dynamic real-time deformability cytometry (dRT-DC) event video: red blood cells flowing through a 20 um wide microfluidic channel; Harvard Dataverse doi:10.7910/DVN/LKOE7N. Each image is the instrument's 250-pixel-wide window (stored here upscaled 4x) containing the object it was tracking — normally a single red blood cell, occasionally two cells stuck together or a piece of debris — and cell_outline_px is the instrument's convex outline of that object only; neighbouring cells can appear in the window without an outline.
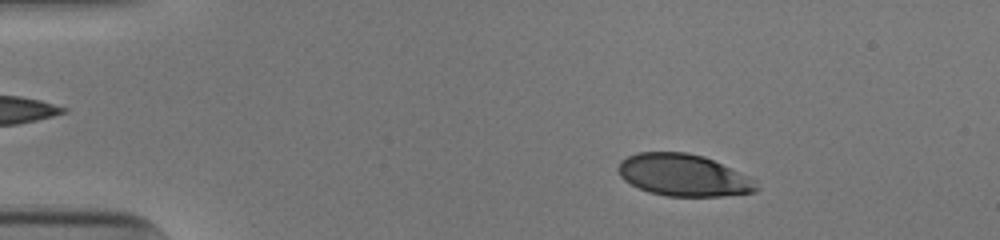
{"species": "human", "species_latin": "Homo sapiens", "temperature_condition": "cold", "stored_images_in_passage": 52, "camera_frame_rate_fps": 3000, "um_per_image_px": 0.085, "donor": {"sex": "male"}, "frame": {"image": 1, "passage_image": 8, "time_ms": 2.333, "image_size_px": [1000, 240], "cell_outline_px": [[760, 188], [756, 192], [720, 196], [668, 196], [648, 192], [624, 180], [620, 176], [616, 168], [620, 160], [636, 152], [688, 152], [704, 156], [748, 176], [756, 180]], "centroid_in_image_um": [58.09, 14.88], "position_along_channel_um": 26.9, "area_um2": 33.93}}
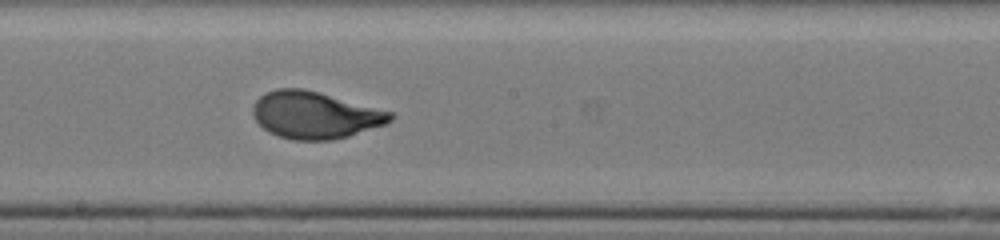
{"frame": {"image": 2, "passage_image": 29, "time_ms": 9.333, "image_size_px": [1000, 240], "cell_outline_px": [[396, 116], [392, 120], [384, 124], [348, 136], [332, 140], [292, 140], [268, 132], [252, 116], [252, 104], [264, 92], [276, 88], [300, 88], [316, 92], [392, 112]], "centroid_in_image_um": [26.72, 9.78], "position_along_channel_um": 221.5, "area_um2": 37.34}}
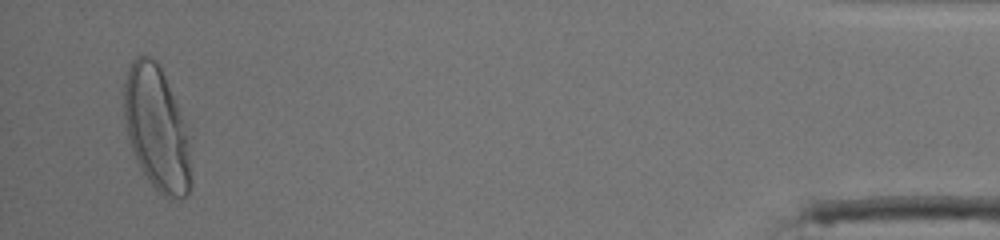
{"frame": {"image": 3, "passage_image": 50, "time_ms": 16.333, "image_size_px": [1000, 240], "cell_outline_px": [[192, 184], [188, 196], [168, 200], [148, 180], [140, 168], [132, 152], [124, 120], [124, 80], [128, 68], [132, 60], [136, 56], [148, 56], [156, 60], [164, 76], [184, 120], [188, 144], [192, 180]], "centroid_in_image_um": [13.31, 10.96], "position_along_channel_um": 421.9, "area_um2": 48.26}, "authors_computed_cell_mechanics": {"area_um2": 37.0498, "velocity_mm_per_s": 3.9171, "shape_relaxation_time_tau1_ms": 3.8004, "shape_relaxation_time_tau2_ms": null, "deformation_change_tau1": 0.187, "deformation_change_tau2": null}}